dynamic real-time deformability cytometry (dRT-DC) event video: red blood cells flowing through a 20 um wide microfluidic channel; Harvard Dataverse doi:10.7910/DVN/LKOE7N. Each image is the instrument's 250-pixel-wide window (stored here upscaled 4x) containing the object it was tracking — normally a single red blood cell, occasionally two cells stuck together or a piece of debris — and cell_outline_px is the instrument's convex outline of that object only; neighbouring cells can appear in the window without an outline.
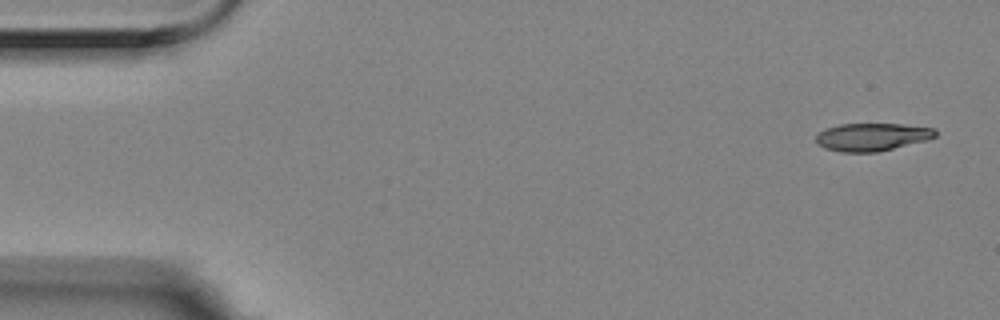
{"species": "Egyptian fruit bat (a non-hibernating species)", "species_latin": "Rousettus aegyptiacus", "temperature_condition": "room temperature", "stored_images_in_passage": 3, "camera_frame_rate_fps": 3000, "um_per_image_px": 0.085, "animal": {"sex": "female"}, "frame": {"image": 1, "passage_image": 1, "time_ms": 0.0, "image_size_px": [1000, 320], "cell_outline_px": [[936, 136], [928, 140], [876, 152], [840, 152], [824, 148], [816, 144], [816, 136], [820, 132], [828, 128], [840, 124], [900, 124], [936, 128]], "centroid_in_image_um": [74.13, 11.64], "position_along_channel_um": 10.9, "area_um2": 19.31}}